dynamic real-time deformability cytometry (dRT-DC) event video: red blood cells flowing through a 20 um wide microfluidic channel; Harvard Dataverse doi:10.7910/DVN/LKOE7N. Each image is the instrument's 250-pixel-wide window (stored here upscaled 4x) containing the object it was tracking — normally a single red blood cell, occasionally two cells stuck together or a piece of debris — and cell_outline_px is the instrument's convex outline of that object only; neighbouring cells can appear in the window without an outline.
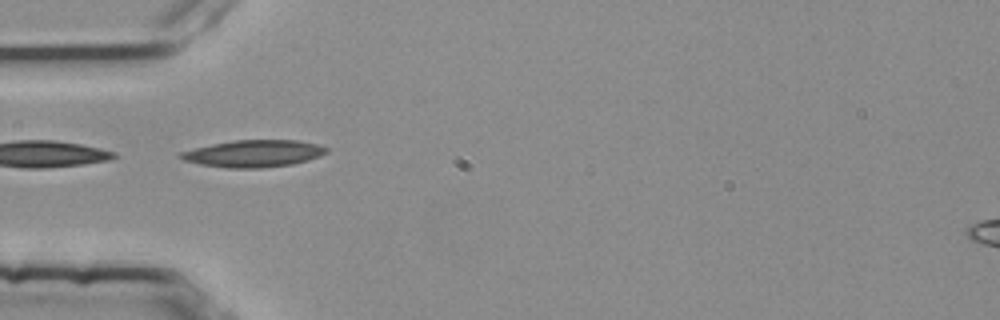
{"species": "common noctule bat (a hibernating species)", "species_latin": "Nyctalus noctula", "temperature_condition": "room temperature", "stored_images_in_passage": 2, "camera_frame_rate_fps": 3000, "um_per_image_px": 0.085, "animal": {"sex": "female", "body_mass_g": 25.1}, "frame": {"image": 1, "passage_image": 1, "time_ms": 0.0, "image_size_px": [1000, 320], "cell_outline_px": [[328, 152], [320, 156], [308, 160], [292, 164], [260, 168], [228, 168], [200, 164], [184, 160], [176, 156], [180, 152], [212, 144], [236, 140], [296, 140], [316, 144], [328, 148]], "centroid_in_image_um": [21.56, 13.05], "position_along_channel_um": 63.4, "area_um2": 22.83}}